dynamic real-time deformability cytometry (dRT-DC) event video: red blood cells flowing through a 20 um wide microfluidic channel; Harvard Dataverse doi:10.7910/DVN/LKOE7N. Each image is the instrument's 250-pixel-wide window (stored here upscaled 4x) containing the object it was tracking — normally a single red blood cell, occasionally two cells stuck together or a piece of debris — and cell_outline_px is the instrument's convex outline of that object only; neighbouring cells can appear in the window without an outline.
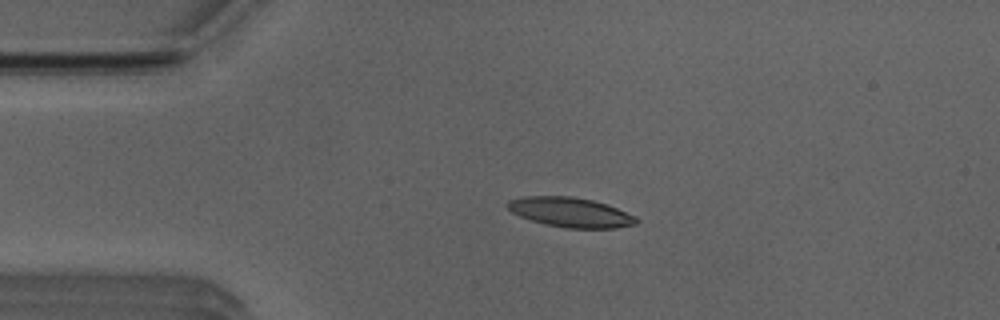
{"species": "Egyptian fruit bat (a non-hibernating species)", "species_latin": "Rousettus aegyptiacus", "temperature_condition": "room temperature", "stored_images_in_passage": 40, "camera_frame_rate_fps": 3000, "um_per_image_px": 0.085, "animal": {"sex": "male"}, "frame": {"image": 1, "passage_image": 6, "time_ms": 1.667, "image_size_px": [1000, 320], "cell_outline_px": [[640, 220], [636, 224], [616, 228], [568, 228], [544, 224], [520, 216], [512, 212], [504, 204], [508, 200], [524, 196], [572, 196], [592, 200], [608, 204], [636, 216]], "centroid_in_image_um": [48.5, 18.04], "position_along_channel_um": 36.5, "area_um2": 22.43}}
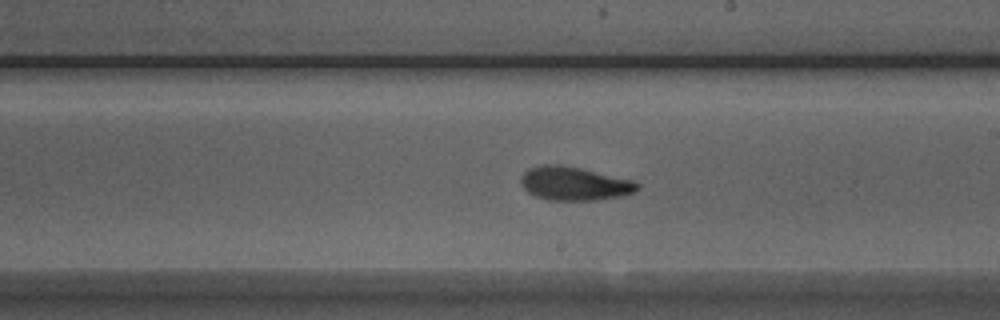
{"frame": {"image": 2, "passage_image": 24, "time_ms": 7.667, "image_size_px": [1000, 320], "cell_outline_px": [[640, 188], [636, 192], [620, 196], [596, 200], [548, 200], [536, 196], [528, 192], [520, 184], [520, 176], [528, 168], [540, 164], [560, 164], [580, 168], [632, 180], [640, 184]], "centroid_in_image_um": [48.79, 15.6], "position_along_channel_um": 240.2, "area_um2": 22.95}}
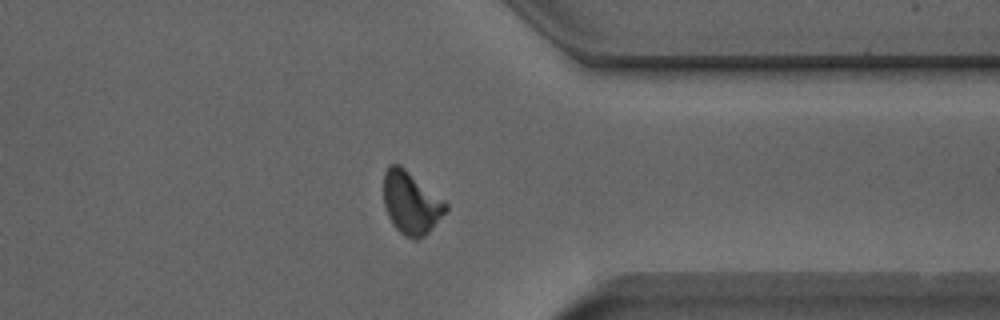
{"frame": {"image": 3, "passage_image": 35, "time_ms": 11.333, "image_size_px": [1000, 320], "cell_outline_px": [[448, 212], [424, 236], [416, 240], [412, 240], [404, 236], [396, 228], [388, 216], [384, 204], [384, 172], [392, 164], [400, 164], [448, 204]], "centroid_in_image_um": [34.95, 17.27], "position_along_channel_um": 376.4, "area_um2": 22.6}, "authors_computed_cell_mechanics": {"area_um2": 22.1663, "velocity_mm_per_s": 3.9249, "shape_relaxation_time_tau1_ms": 4.4053, "shape_relaxation_time_tau2_ms": 3.6333, "deformation_change_tau1": 0.1528, "deformation_change_tau2": 0.1128}}